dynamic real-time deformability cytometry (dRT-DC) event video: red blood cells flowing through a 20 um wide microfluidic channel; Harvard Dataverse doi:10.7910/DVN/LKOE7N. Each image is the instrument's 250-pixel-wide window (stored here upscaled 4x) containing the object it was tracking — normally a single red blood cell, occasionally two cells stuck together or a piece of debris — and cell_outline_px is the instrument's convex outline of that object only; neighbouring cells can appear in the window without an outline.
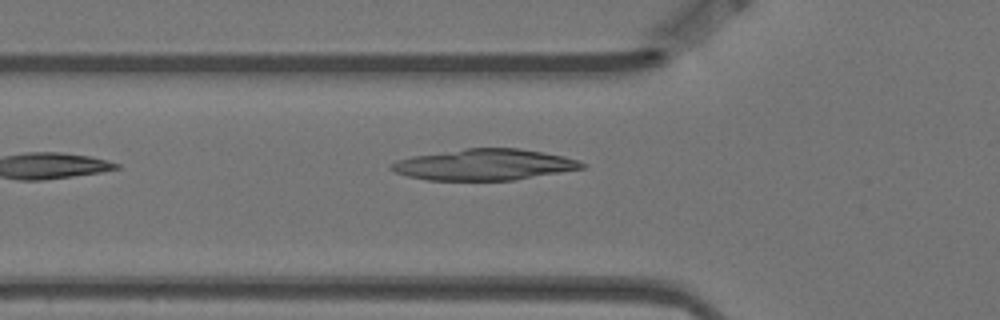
{"species": "Egyptian fruit bat (a non-hibernating species)", "species_latin": "Rousettus aegyptiacus", "temperature_condition": "warm", "stored_images_in_passage": 2, "camera_frame_rate_fps": 3000, "um_per_image_px": 0.085, "animal": {"sex": "female"}, "frame": {"image": 1, "passage_image": 2, "time_ms": 0.333, "image_size_px": [1000, 320], "cell_outline_px": [[588, 164], [584, 168], [512, 180], [428, 180], [408, 176], [396, 172], [388, 168], [388, 164], [396, 160], [412, 156], [464, 148], [520, 148], [564, 156], [580, 160]], "centroid_in_image_um": [41.16, 13.99], "position_along_channel_um": 84.6, "area_um2": 34.62}}